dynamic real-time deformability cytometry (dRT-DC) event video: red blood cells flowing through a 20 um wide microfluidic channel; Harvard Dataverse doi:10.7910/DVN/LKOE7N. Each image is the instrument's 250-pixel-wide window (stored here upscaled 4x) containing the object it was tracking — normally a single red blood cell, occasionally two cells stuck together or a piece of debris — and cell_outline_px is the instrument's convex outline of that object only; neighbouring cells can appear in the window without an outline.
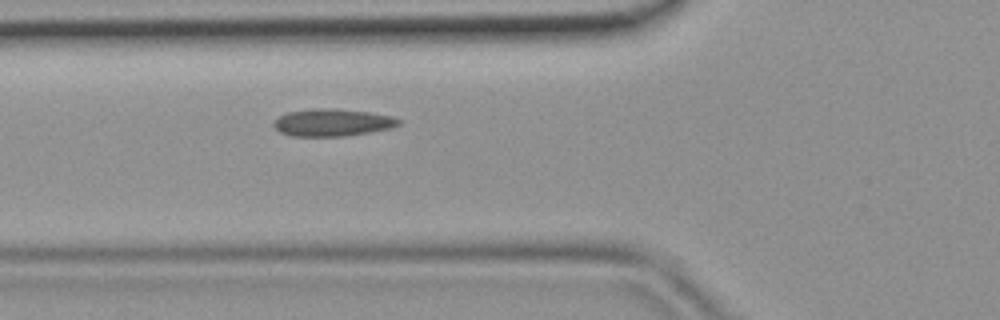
{"species": "common noctule bat (a hibernating species)", "species_latin": "Nyctalus noctula", "temperature_condition": "room temperature", "stored_images_in_passage": 40, "camera_frame_rate_fps": 3000, "um_per_image_px": 0.085, "animal": {"sex": "female", "body_mass_g": 19.9}, "frame": {"image": 1, "passage_image": 13, "time_ms": 4.0, "image_size_px": [1000, 320], "cell_outline_px": [[400, 124], [392, 128], [344, 136], [292, 136], [280, 132], [272, 124], [280, 116], [288, 112], [312, 108], [336, 108], [372, 112], [392, 116], [400, 120]], "centroid_in_image_um": [28.27, 10.4], "position_along_channel_um": 97.5, "area_um2": 19.94}}
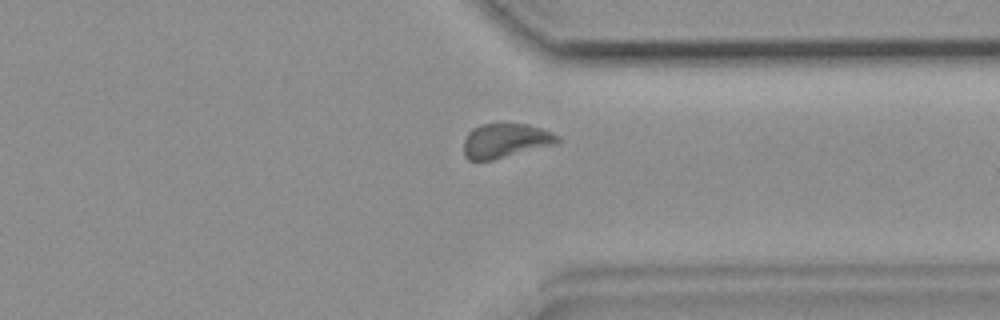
{"frame": {"image": 2, "passage_image": 31, "time_ms": 10.0, "image_size_px": [1000, 320], "cell_outline_px": [[560, 140], [556, 144], [492, 160], [468, 160], [464, 156], [464, 140], [468, 132], [472, 128], [480, 124], [528, 124], [552, 132], [560, 136]], "centroid_in_image_um": [42.95, 11.95], "position_along_channel_um": 368.4, "area_um2": 18.79}}
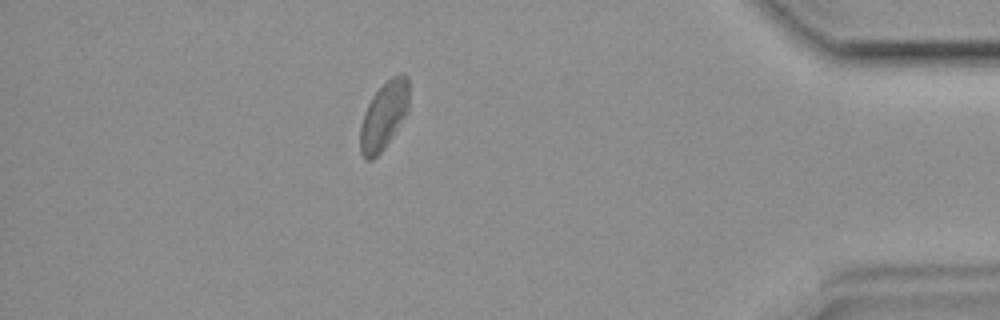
{"frame": {"image": 3, "passage_image": 36, "time_ms": 11.667, "image_size_px": [1000, 320], "cell_outline_px": [[408, 112], [384, 148], [372, 160], [368, 160], [360, 152], [360, 128], [364, 112], [372, 96], [392, 76], [400, 72], [404, 72], [408, 76]], "centroid_in_image_um": [32.64, 9.8], "position_along_channel_um": 402.6, "area_um2": 19.13}}